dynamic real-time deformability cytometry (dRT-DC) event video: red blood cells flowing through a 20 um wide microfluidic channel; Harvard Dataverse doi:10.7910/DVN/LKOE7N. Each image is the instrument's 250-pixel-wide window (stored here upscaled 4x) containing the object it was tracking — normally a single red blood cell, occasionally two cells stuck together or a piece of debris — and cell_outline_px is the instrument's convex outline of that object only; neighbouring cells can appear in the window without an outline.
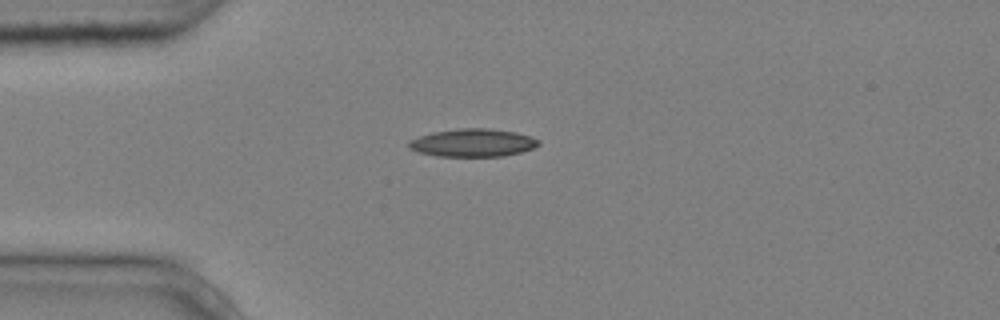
{"species": "common noctule bat (a hibernating species)", "species_latin": "Nyctalus noctula", "temperature_condition": "cold", "stored_images_in_passage": 2, "camera_frame_rate_fps": 3000, "um_per_image_px": 0.085, "animal": {"sex": "male", "body_mass_g": 20.4}, "frame": {"image": 1, "passage_image": 1, "time_ms": 0.0, "image_size_px": [1000, 320], "cell_outline_px": [[540, 144], [532, 148], [520, 152], [504, 156], [436, 156], [416, 152], [408, 148], [408, 140], [432, 132], [460, 128], [488, 128], [516, 132], [540, 140]], "centroid_in_image_um": [40.14, 12.13], "position_along_channel_um": 44.9, "area_um2": 21.15}}
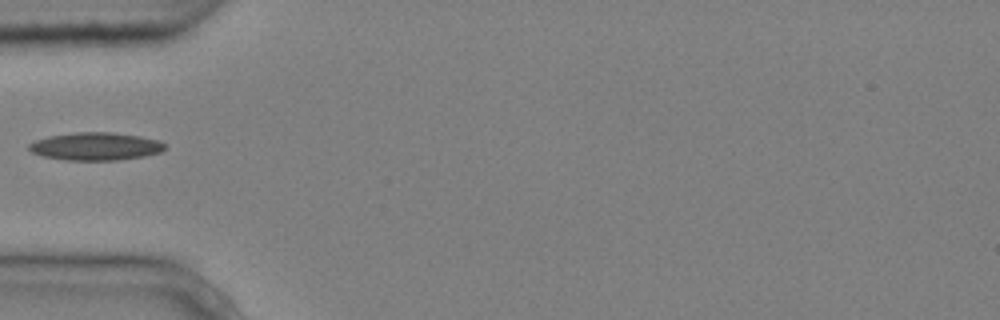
{"frame": {"image": 2, "passage_image": 2, "time_ms": 0.333, "image_size_px": [1000, 320], "cell_outline_px": [[164, 148], [160, 152], [144, 156], [116, 160], [68, 160], [44, 156], [32, 152], [28, 148], [28, 144], [36, 140], [48, 136], [76, 132], [112, 132], [140, 136], [160, 140], [164, 144]], "centroid_in_image_um": [8.13, 12.43], "position_along_channel_um": 76.9, "area_um2": 21.91}}